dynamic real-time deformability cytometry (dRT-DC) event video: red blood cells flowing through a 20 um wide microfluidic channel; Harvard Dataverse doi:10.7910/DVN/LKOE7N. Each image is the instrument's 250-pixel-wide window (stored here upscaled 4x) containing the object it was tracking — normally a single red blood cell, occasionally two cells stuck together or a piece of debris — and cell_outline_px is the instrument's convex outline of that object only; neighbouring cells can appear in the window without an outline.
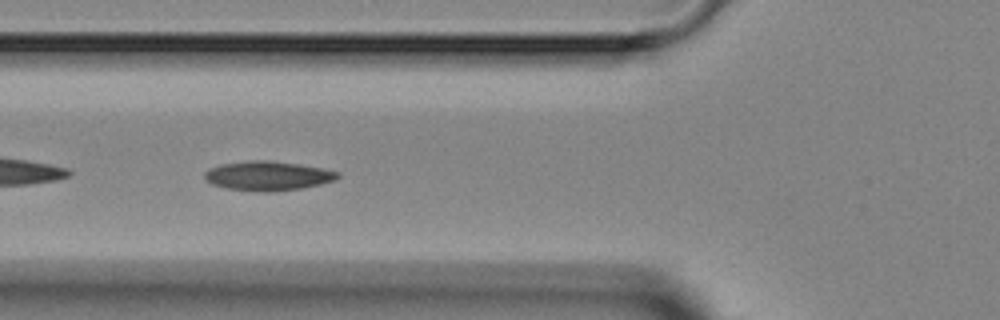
{"species": "Egyptian fruit bat (a non-hibernating species)", "species_latin": "Rousettus aegyptiacus", "temperature_condition": "room temperature", "stored_images_in_passage": 8, "camera_frame_rate_fps": 3000, "um_per_image_px": 0.085, "animal": {"sex": "female"}, "frame": {"image": 1, "passage_image": 5, "time_ms": 4.667, "image_size_px": [1000, 320], "cell_outline_px": [[340, 176], [336, 180], [320, 184], [300, 188], [272, 192], [260, 192], [228, 188], [212, 184], [204, 180], [204, 172], [208, 168], [220, 164], [248, 160], [268, 160], [300, 164], [340, 172]], "centroid_in_image_um": [22.73, 14.94], "position_along_channel_um": 103.1, "area_um2": 22.89}}
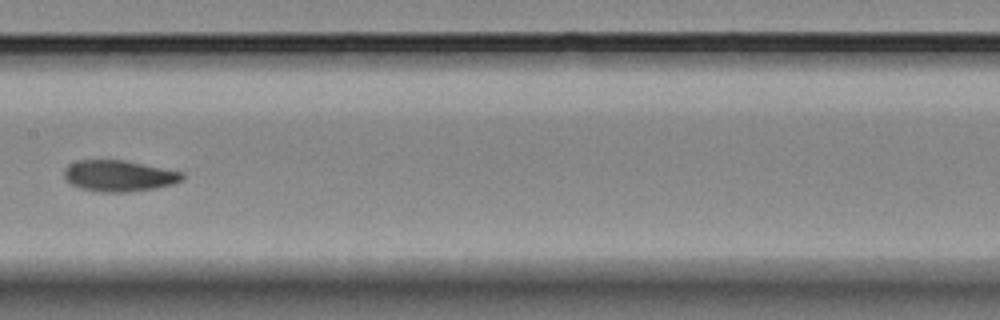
{"frame": {"image": 2, "passage_image": 7, "time_ms": 7.0, "image_size_px": [1000, 320], "cell_outline_px": [[184, 176], [180, 180], [172, 184], [156, 188], [128, 192], [100, 192], [80, 188], [64, 180], [64, 168], [68, 164], [76, 160], [124, 160], [184, 172]], "centroid_in_image_um": [10.07, 14.94], "position_along_channel_um": 197.3, "area_um2": 21.56}}
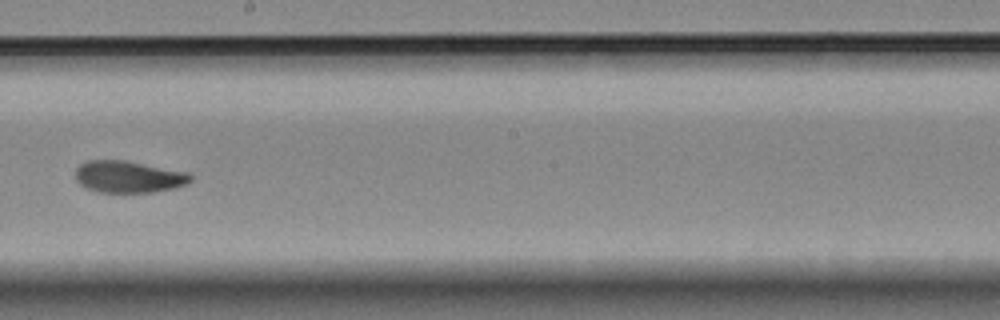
{"frame": {"image": 3, "passage_image": 8, "time_ms": 8.0, "image_size_px": [1000, 320], "cell_outline_px": [[192, 180], [188, 184], [172, 188], [152, 192], [100, 192], [88, 188], [80, 184], [76, 180], [76, 168], [80, 164], [88, 160], [124, 160], [188, 172], [192, 176]], "centroid_in_image_um": [10.93, 15.02], "position_along_channel_um": 237.3, "area_um2": 21.27}}